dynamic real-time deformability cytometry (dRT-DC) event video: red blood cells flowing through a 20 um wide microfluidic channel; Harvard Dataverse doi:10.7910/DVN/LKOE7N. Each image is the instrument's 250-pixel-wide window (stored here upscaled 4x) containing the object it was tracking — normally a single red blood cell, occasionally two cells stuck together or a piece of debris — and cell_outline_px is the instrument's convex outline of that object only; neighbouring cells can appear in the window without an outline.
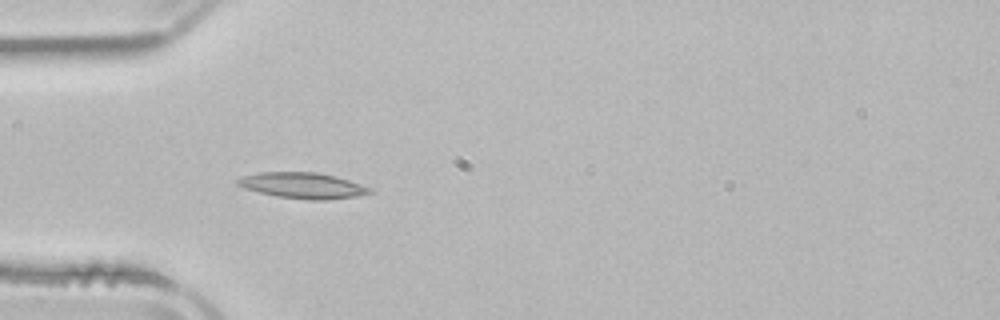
{"species": "common noctule bat (a hibernating species)", "species_latin": "Nyctalus noctula", "temperature_condition": "room temperature", "stored_images_in_passage": 2, "camera_frame_rate_fps": 3000, "um_per_image_px": 0.085, "animal": {"sex": "male", "body_mass_g": 21.5, "forearm_length_mm": 52.0}, "frame": {"image": 1, "passage_image": 2, "time_ms": 1.333, "image_size_px": [1000, 320], "cell_outline_px": [[372, 192], [356, 196], [328, 200], [308, 200], [276, 196], [244, 188], [236, 184], [236, 180], [244, 176], [260, 172], [316, 172], [336, 176], [372, 188]], "centroid_in_image_um": [25.73, 15.77], "position_along_channel_um": 59.3, "area_um2": 19.83}}